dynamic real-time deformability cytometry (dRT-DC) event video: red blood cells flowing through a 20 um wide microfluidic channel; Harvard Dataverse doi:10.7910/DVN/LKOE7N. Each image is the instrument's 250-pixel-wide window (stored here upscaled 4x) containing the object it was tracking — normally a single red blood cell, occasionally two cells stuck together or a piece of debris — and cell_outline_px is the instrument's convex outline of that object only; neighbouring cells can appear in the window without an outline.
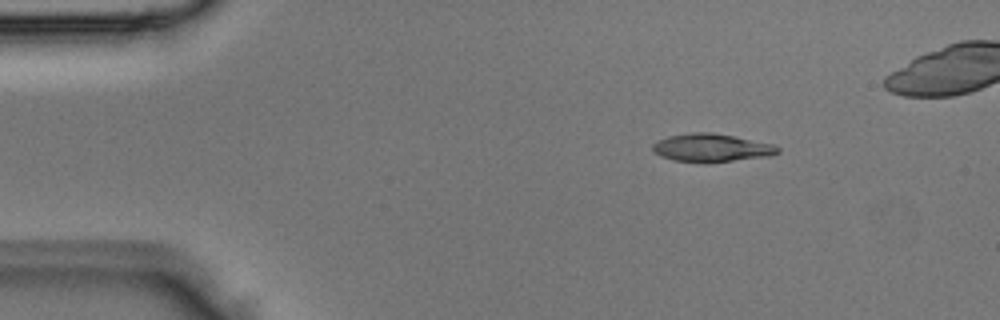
{"species": "Egyptian fruit bat (a non-hibernating species)", "species_latin": "Rousettus aegyptiacus", "temperature_condition": "room temperature", "stored_images_in_passage": 4, "camera_frame_rate_fps": 3000, "um_per_image_px": 0.085, "animal": {"sex": "male"}, "frame": {"image": 1, "passage_image": 2, "time_ms": 0.333, "image_size_px": [1000, 320], "cell_outline_px": [[780, 152], [772, 156], [704, 164], [672, 160], [660, 156], [652, 148], [652, 144], [656, 140], [668, 136], [692, 132], [712, 132], [772, 144], [780, 148]], "centroid_in_image_um": [60.46, 12.58], "position_along_channel_um": 24.5, "area_um2": 20.81}}